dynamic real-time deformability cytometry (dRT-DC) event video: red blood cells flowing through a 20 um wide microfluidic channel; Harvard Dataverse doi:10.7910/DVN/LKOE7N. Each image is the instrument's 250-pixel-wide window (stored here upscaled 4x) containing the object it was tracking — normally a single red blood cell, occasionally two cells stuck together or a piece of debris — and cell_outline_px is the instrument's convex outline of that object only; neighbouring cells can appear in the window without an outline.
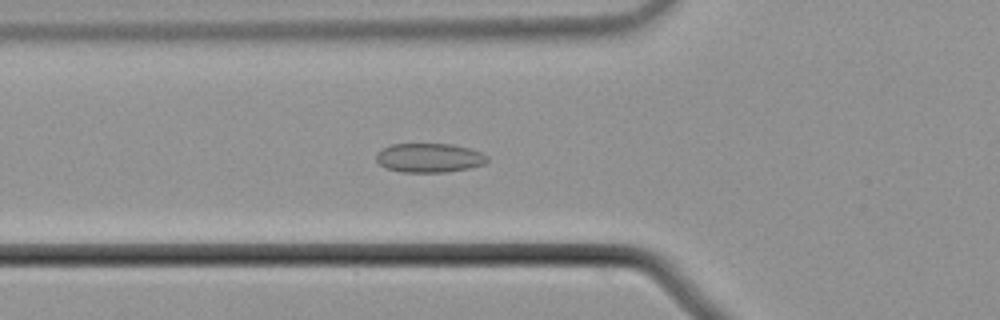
{"species": "common noctule bat (a hibernating species)", "species_latin": "Nyctalus noctula", "temperature_condition": "cold", "stored_images_in_passage": 58, "camera_frame_rate_fps": 3000, "um_per_image_px": 0.085, "animal": {"sex": "male", "body_mass_g": 21.5, "forearm_length_mm": 52.0}, "frame": {"image": 1, "passage_image": 21, "time_ms": 6.667, "image_size_px": [1000, 320], "cell_outline_px": [[488, 160], [484, 164], [468, 168], [448, 172], [400, 172], [388, 168], [380, 164], [376, 160], [376, 152], [392, 144], [452, 144], [468, 148], [480, 152], [488, 156]], "centroid_in_image_um": [36.48, 13.41], "position_along_channel_um": 89.3, "area_um2": 18.79}}
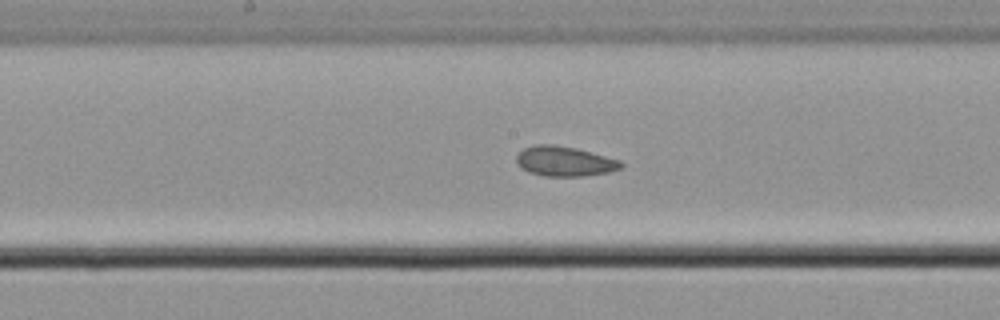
{"frame": {"image": 2, "passage_image": 30, "time_ms": 9.667, "image_size_px": [1000, 320], "cell_outline_px": [[624, 164], [620, 168], [608, 172], [580, 176], [544, 176], [528, 172], [520, 168], [516, 164], [516, 156], [524, 148], [536, 144], [552, 144], [576, 148], [620, 160]], "centroid_in_image_um": [47.94, 13.71], "position_along_channel_um": 200.3, "area_um2": 18.21}}
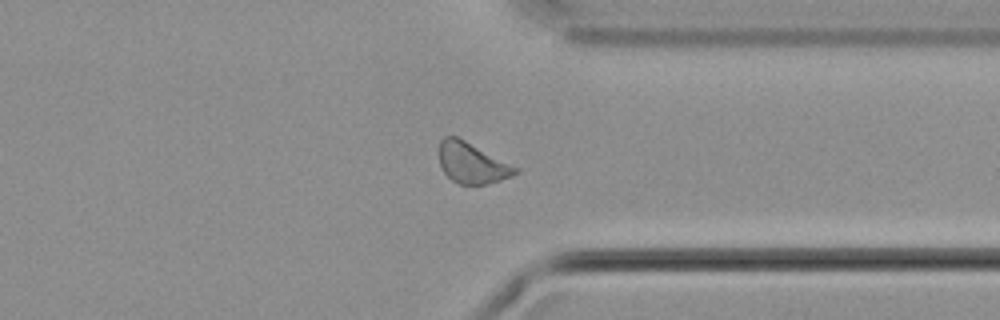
{"frame": {"image": 3, "passage_image": 44, "time_ms": 14.333, "image_size_px": [1000, 320], "cell_outline_px": [[520, 172], [512, 176], [488, 184], [460, 184], [452, 180], [444, 172], [440, 164], [440, 140], [444, 136], [456, 136], [520, 168]], "centroid_in_image_um": [40.15, 13.86], "position_along_channel_um": 371.3, "area_um2": 17.98}, "authors_computed_cell_mechanics": {"area_um2": 18.5538, "velocity_mm_per_s": 3.693, "shape_relaxation_time_tau1_ms": 6.0089, "shape_relaxation_time_tau2_ms": 3.5547, "deformation_change_tau1": 0.0446, "deformation_change_tau2": 0.0845}}